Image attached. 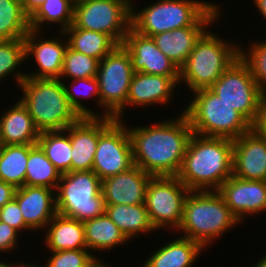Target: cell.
Masks as SVG:
<instances>
[{"label":"cell","instance_id":"cell-1","mask_svg":"<svg viewBox=\"0 0 266 267\" xmlns=\"http://www.w3.org/2000/svg\"><path fill=\"white\" fill-rule=\"evenodd\" d=\"M133 162L153 177L177 176L191 135L188 117L182 111L176 119L130 127Z\"/></svg>","mask_w":266,"mask_h":267},{"label":"cell","instance_id":"cell-2","mask_svg":"<svg viewBox=\"0 0 266 267\" xmlns=\"http://www.w3.org/2000/svg\"><path fill=\"white\" fill-rule=\"evenodd\" d=\"M234 142L193 133L177 178L190 191H217L232 176Z\"/></svg>","mask_w":266,"mask_h":267},{"label":"cell","instance_id":"cell-3","mask_svg":"<svg viewBox=\"0 0 266 267\" xmlns=\"http://www.w3.org/2000/svg\"><path fill=\"white\" fill-rule=\"evenodd\" d=\"M133 3L131 0V28L148 37L186 26L211 28L222 15L220 4L201 0H157L139 11Z\"/></svg>","mask_w":266,"mask_h":267},{"label":"cell","instance_id":"cell-4","mask_svg":"<svg viewBox=\"0 0 266 267\" xmlns=\"http://www.w3.org/2000/svg\"><path fill=\"white\" fill-rule=\"evenodd\" d=\"M241 222L217 191H190L185 198L183 217L177 232L204 249ZM221 235V236H220Z\"/></svg>","mask_w":266,"mask_h":267},{"label":"cell","instance_id":"cell-5","mask_svg":"<svg viewBox=\"0 0 266 267\" xmlns=\"http://www.w3.org/2000/svg\"><path fill=\"white\" fill-rule=\"evenodd\" d=\"M19 87L23 92L19 100L40 133L65 130L81 118L68 102L60 79L25 77Z\"/></svg>","mask_w":266,"mask_h":267},{"label":"cell","instance_id":"cell-6","mask_svg":"<svg viewBox=\"0 0 266 267\" xmlns=\"http://www.w3.org/2000/svg\"><path fill=\"white\" fill-rule=\"evenodd\" d=\"M210 31L200 37L180 67L179 84H186L191 93L210 88L240 56L238 43L225 41Z\"/></svg>","mask_w":266,"mask_h":267},{"label":"cell","instance_id":"cell-7","mask_svg":"<svg viewBox=\"0 0 266 267\" xmlns=\"http://www.w3.org/2000/svg\"><path fill=\"white\" fill-rule=\"evenodd\" d=\"M183 110L193 133L235 140L251 129V124L210 88L192 93Z\"/></svg>","mask_w":266,"mask_h":267},{"label":"cell","instance_id":"cell-8","mask_svg":"<svg viewBox=\"0 0 266 267\" xmlns=\"http://www.w3.org/2000/svg\"><path fill=\"white\" fill-rule=\"evenodd\" d=\"M101 181L92 170L61 174L55 190L57 213L83 223L104 214Z\"/></svg>","mask_w":266,"mask_h":267},{"label":"cell","instance_id":"cell-9","mask_svg":"<svg viewBox=\"0 0 266 267\" xmlns=\"http://www.w3.org/2000/svg\"><path fill=\"white\" fill-rule=\"evenodd\" d=\"M133 74L130 54L122 44L99 61L96 79L103 107L100 117L123 120Z\"/></svg>","mask_w":266,"mask_h":267},{"label":"cell","instance_id":"cell-10","mask_svg":"<svg viewBox=\"0 0 266 267\" xmlns=\"http://www.w3.org/2000/svg\"><path fill=\"white\" fill-rule=\"evenodd\" d=\"M72 25L105 33L120 45L131 28V0H87L76 3Z\"/></svg>","mask_w":266,"mask_h":267},{"label":"cell","instance_id":"cell-11","mask_svg":"<svg viewBox=\"0 0 266 267\" xmlns=\"http://www.w3.org/2000/svg\"><path fill=\"white\" fill-rule=\"evenodd\" d=\"M224 102L254 123L264 92L258 87L250 67L239 56L210 87Z\"/></svg>","mask_w":266,"mask_h":267},{"label":"cell","instance_id":"cell-12","mask_svg":"<svg viewBox=\"0 0 266 267\" xmlns=\"http://www.w3.org/2000/svg\"><path fill=\"white\" fill-rule=\"evenodd\" d=\"M190 190L176 176L152 177L145 195V207L156 231L178 230Z\"/></svg>","mask_w":266,"mask_h":267},{"label":"cell","instance_id":"cell-13","mask_svg":"<svg viewBox=\"0 0 266 267\" xmlns=\"http://www.w3.org/2000/svg\"><path fill=\"white\" fill-rule=\"evenodd\" d=\"M115 120L100 136L92 171L101 179L117 175L134 165L127 125Z\"/></svg>","mask_w":266,"mask_h":267},{"label":"cell","instance_id":"cell-14","mask_svg":"<svg viewBox=\"0 0 266 267\" xmlns=\"http://www.w3.org/2000/svg\"><path fill=\"white\" fill-rule=\"evenodd\" d=\"M41 31L29 30L24 37L26 48V59L30 56L34 57L37 70L35 73H21L17 70L14 73V80L18 83L24 80L25 77L29 78H45V79H60L62 72L63 61L65 58V52L68 48L67 39H60L59 36H63V32H59L58 37L45 38L41 35ZM41 35V36H40ZM40 37H43L40 38Z\"/></svg>","mask_w":266,"mask_h":267},{"label":"cell","instance_id":"cell-15","mask_svg":"<svg viewBox=\"0 0 266 267\" xmlns=\"http://www.w3.org/2000/svg\"><path fill=\"white\" fill-rule=\"evenodd\" d=\"M114 121L113 117H81L68 126L72 146L71 171L92 170L99 136Z\"/></svg>","mask_w":266,"mask_h":267},{"label":"cell","instance_id":"cell-16","mask_svg":"<svg viewBox=\"0 0 266 267\" xmlns=\"http://www.w3.org/2000/svg\"><path fill=\"white\" fill-rule=\"evenodd\" d=\"M217 192L240 222L248 215L266 211V181L244 180L232 175Z\"/></svg>","mask_w":266,"mask_h":267},{"label":"cell","instance_id":"cell-17","mask_svg":"<svg viewBox=\"0 0 266 267\" xmlns=\"http://www.w3.org/2000/svg\"><path fill=\"white\" fill-rule=\"evenodd\" d=\"M122 45L130 54L134 72L180 78V69L160 51L152 37L130 28Z\"/></svg>","mask_w":266,"mask_h":267},{"label":"cell","instance_id":"cell-18","mask_svg":"<svg viewBox=\"0 0 266 267\" xmlns=\"http://www.w3.org/2000/svg\"><path fill=\"white\" fill-rule=\"evenodd\" d=\"M233 142L232 175L266 181V139L251 128Z\"/></svg>","mask_w":266,"mask_h":267},{"label":"cell","instance_id":"cell-19","mask_svg":"<svg viewBox=\"0 0 266 267\" xmlns=\"http://www.w3.org/2000/svg\"><path fill=\"white\" fill-rule=\"evenodd\" d=\"M153 176L133 165L126 171L101 181L105 205L145 204L146 189Z\"/></svg>","mask_w":266,"mask_h":267},{"label":"cell","instance_id":"cell-20","mask_svg":"<svg viewBox=\"0 0 266 267\" xmlns=\"http://www.w3.org/2000/svg\"><path fill=\"white\" fill-rule=\"evenodd\" d=\"M14 199L31 231H42L57 214L54 189L24 185L16 188Z\"/></svg>","mask_w":266,"mask_h":267},{"label":"cell","instance_id":"cell-21","mask_svg":"<svg viewBox=\"0 0 266 267\" xmlns=\"http://www.w3.org/2000/svg\"><path fill=\"white\" fill-rule=\"evenodd\" d=\"M179 79L134 72L126 99V109L130 105L132 108L136 106L144 108L152 104L170 105V99L179 85Z\"/></svg>","mask_w":266,"mask_h":267},{"label":"cell","instance_id":"cell-22","mask_svg":"<svg viewBox=\"0 0 266 267\" xmlns=\"http://www.w3.org/2000/svg\"><path fill=\"white\" fill-rule=\"evenodd\" d=\"M1 116L0 137L3 145L37 144L40 132L20 100Z\"/></svg>","mask_w":266,"mask_h":267},{"label":"cell","instance_id":"cell-23","mask_svg":"<svg viewBox=\"0 0 266 267\" xmlns=\"http://www.w3.org/2000/svg\"><path fill=\"white\" fill-rule=\"evenodd\" d=\"M208 26H186L151 36L160 51L179 69Z\"/></svg>","mask_w":266,"mask_h":267},{"label":"cell","instance_id":"cell-24","mask_svg":"<svg viewBox=\"0 0 266 267\" xmlns=\"http://www.w3.org/2000/svg\"><path fill=\"white\" fill-rule=\"evenodd\" d=\"M163 245L153 251L141 267H191L205 251L199 243L183 236Z\"/></svg>","mask_w":266,"mask_h":267},{"label":"cell","instance_id":"cell-25","mask_svg":"<svg viewBox=\"0 0 266 267\" xmlns=\"http://www.w3.org/2000/svg\"><path fill=\"white\" fill-rule=\"evenodd\" d=\"M43 232L46 233L43 242L50 251L87 249L84 223L74 218L57 213Z\"/></svg>","mask_w":266,"mask_h":267},{"label":"cell","instance_id":"cell-26","mask_svg":"<svg viewBox=\"0 0 266 267\" xmlns=\"http://www.w3.org/2000/svg\"><path fill=\"white\" fill-rule=\"evenodd\" d=\"M105 213L129 241L134 236L141 235L140 233L156 231L145 204L105 205Z\"/></svg>","mask_w":266,"mask_h":267},{"label":"cell","instance_id":"cell-27","mask_svg":"<svg viewBox=\"0 0 266 267\" xmlns=\"http://www.w3.org/2000/svg\"><path fill=\"white\" fill-rule=\"evenodd\" d=\"M84 232L87 249L92 254L96 250L107 252L129 241L106 213L85 221Z\"/></svg>","mask_w":266,"mask_h":267},{"label":"cell","instance_id":"cell-28","mask_svg":"<svg viewBox=\"0 0 266 267\" xmlns=\"http://www.w3.org/2000/svg\"><path fill=\"white\" fill-rule=\"evenodd\" d=\"M63 35L67 39L70 49L99 61L118 45L105 33L75 28L73 25L65 29Z\"/></svg>","mask_w":266,"mask_h":267},{"label":"cell","instance_id":"cell-29","mask_svg":"<svg viewBox=\"0 0 266 267\" xmlns=\"http://www.w3.org/2000/svg\"><path fill=\"white\" fill-rule=\"evenodd\" d=\"M61 173L46 157L38 144H29V158L27 161L25 185L42 186L56 190Z\"/></svg>","mask_w":266,"mask_h":267},{"label":"cell","instance_id":"cell-30","mask_svg":"<svg viewBox=\"0 0 266 267\" xmlns=\"http://www.w3.org/2000/svg\"><path fill=\"white\" fill-rule=\"evenodd\" d=\"M29 144L2 145L0 148V180L15 188L25 185Z\"/></svg>","mask_w":266,"mask_h":267},{"label":"cell","instance_id":"cell-31","mask_svg":"<svg viewBox=\"0 0 266 267\" xmlns=\"http://www.w3.org/2000/svg\"><path fill=\"white\" fill-rule=\"evenodd\" d=\"M37 144L61 174L71 172L72 146L68 127L65 130L40 133Z\"/></svg>","mask_w":266,"mask_h":267},{"label":"cell","instance_id":"cell-32","mask_svg":"<svg viewBox=\"0 0 266 267\" xmlns=\"http://www.w3.org/2000/svg\"><path fill=\"white\" fill-rule=\"evenodd\" d=\"M74 20L73 0H46L38 10L29 18L30 29L42 31V24H59L60 32H63ZM42 29V30H40Z\"/></svg>","mask_w":266,"mask_h":267},{"label":"cell","instance_id":"cell-33","mask_svg":"<svg viewBox=\"0 0 266 267\" xmlns=\"http://www.w3.org/2000/svg\"><path fill=\"white\" fill-rule=\"evenodd\" d=\"M30 30L29 17L19 0H0V41L24 39Z\"/></svg>","mask_w":266,"mask_h":267},{"label":"cell","instance_id":"cell-34","mask_svg":"<svg viewBox=\"0 0 266 267\" xmlns=\"http://www.w3.org/2000/svg\"><path fill=\"white\" fill-rule=\"evenodd\" d=\"M71 81H73V83H71L70 86H68L65 82L63 83L70 105L81 117H100L99 113H96L95 110H90L87 108V105L81 101V99L83 100L85 97L88 99L93 96L96 98L95 101H97V107L99 105L100 109L103 108L100 104L99 86L96 77L75 79Z\"/></svg>","mask_w":266,"mask_h":267},{"label":"cell","instance_id":"cell-35","mask_svg":"<svg viewBox=\"0 0 266 267\" xmlns=\"http://www.w3.org/2000/svg\"><path fill=\"white\" fill-rule=\"evenodd\" d=\"M99 60L67 48L63 61L60 80H75L96 77ZM63 79V80H62Z\"/></svg>","mask_w":266,"mask_h":267},{"label":"cell","instance_id":"cell-36","mask_svg":"<svg viewBox=\"0 0 266 267\" xmlns=\"http://www.w3.org/2000/svg\"><path fill=\"white\" fill-rule=\"evenodd\" d=\"M249 44L250 48L248 46L247 49L240 46V57L250 67L258 87L266 93V40Z\"/></svg>","mask_w":266,"mask_h":267},{"label":"cell","instance_id":"cell-37","mask_svg":"<svg viewBox=\"0 0 266 267\" xmlns=\"http://www.w3.org/2000/svg\"><path fill=\"white\" fill-rule=\"evenodd\" d=\"M26 48L24 39L0 41V82L24 64Z\"/></svg>","mask_w":266,"mask_h":267},{"label":"cell","instance_id":"cell-38","mask_svg":"<svg viewBox=\"0 0 266 267\" xmlns=\"http://www.w3.org/2000/svg\"><path fill=\"white\" fill-rule=\"evenodd\" d=\"M46 261L47 267H93L101 258L93 255L88 249L50 251Z\"/></svg>","mask_w":266,"mask_h":267},{"label":"cell","instance_id":"cell-39","mask_svg":"<svg viewBox=\"0 0 266 267\" xmlns=\"http://www.w3.org/2000/svg\"><path fill=\"white\" fill-rule=\"evenodd\" d=\"M0 221L20 231L31 230L25 223L21 209L17 201L13 198L10 202L0 208Z\"/></svg>","mask_w":266,"mask_h":267},{"label":"cell","instance_id":"cell-40","mask_svg":"<svg viewBox=\"0 0 266 267\" xmlns=\"http://www.w3.org/2000/svg\"><path fill=\"white\" fill-rule=\"evenodd\" d=\"M19 235L20 233L16 229L0 221V253L15 251L19 245Z\"/></svg>","mask_w":266,"mask_h":267},{"label":"cell","instance_id":"cell-41","mask_svg":"<svg viewBox=\"0 0 266 267\" xmlns=\"http://www.w3.org/2000/svg\"><path fill=\"white\" fill-rule=\"evenodd\" d=\"M251 128L266 139V93L261 97L258 114Z\"/></svg>","mask_w":266,"mask_h":267},{"label":"cell","instance_id":"cell-42","mask_svg":"<svg viewBox=\"0 0 266 267\" xmlns=\"http://www.w3.org/2000/svg\"><path fill=\"white\" fill-rule=\"evenodd\" d=\"M15 191L16 188L13 185L0 180V208L14 198Z\"/></svg>","mask_w":266,"mask_h":267},{"label":"cell","instance_id":"cell-43","mask_svg":"<svg viewBox=\"0 0 266 267\" xmlns=\"http://www.w3.org/2000/svg\"><path fill=\"white\" fill-rule=\"evenodd\" d=\"M45 1L46 0H24L22 2L23 11L30 18Z\"/></svg>","mask_w":266,"mask_h":267},{"label":"cell","instance_id":"cell-44","mask_svg":"<svg viewBox=\"0 0 266 267\" xmlns=\"http://www.w3.org/2000/svg\"><path fill=\"white\" fill-rule=\"evenodd\" d=\"M253 3L259 10V14L266 20V0H253Z\"/></svg>","mask_w":266,"mask_h":267},{"label":"cell","instance_id":"cell-45","mask_svg":"<svg viewBox=\"0 0 266 267\" xmlns=\"http://www.w3.org/2000/svg\"><path fill=\"white\" fill-rule=\"evenodd\" d=\"M23 261H21V263L20 262H17V263H15L14 262V266L13 267H47L46 266V264H44L43 266H37V263H36V265H35V263L34 264H29L28 263V261H27V263H22Z\"/></svg>","mask_w":266,"mask_h":267},{"label":"cell","instance_id":"cell-46","mask_svg":"<svg viewBox=\"0 0 266 267\" xmlns=\"http://www.w3.org/2000/svg\"><path fill=\"white\" fill-rule=\"evenodd\" d=\"M253 267H266V255L262 256L257 263L253 264Z\"/></svg>","mask_w":266,"mask_h":267},{"label":"cell","instance_id":"cell-47","mask_svg":"<svg viewBox=\"0 0 266 267\" xmlns=\"http://www.w3.org/2000/svg\"><path fill=\"white\" fill-rule=\"evenodd\" d=\"M104 262L105 260L103 262L99 260L93 267H111V265H107L108 263L105 264Z\"/></svg>","mask_w":266,"mask_h":267},{"label":"cell","instance_id":"cell-48","mask_svg":"<svg viewBox=\"0 0 266 267\" xmlns=\"http://www.w3.org/2000/svg\"><path fill=\"white\" fill-rule=\"evenodd\" d=\"M14 263L12 264L11 262L6 263V261L4 260L3 262L0 260V267H13Z\"/></svg>","mask_w":266,"mask_h":267},{"label":"cell","instance_id":"cell-49","mask_svg":"<svg viewBox=\"0 0 266 267\" xmlns=\"http://www.w3.org/2000/svg\"><path fill=\"white\" fill-rule=\"evenodd\" d=\"M83 1H87V0H73L74 4H76V3H81V2H83Z\"/></svg>","mask_w":266,"mask_h":267},{"label":"cell","instance_id":"cell-50","mask_svg":"<svg viewBox=\"0 0 266 267\" xmlns=\"http://www.w3.org/2000/svg\"><path fill=\"white\" fill-rule=\"evenodd\" d=\"M2 145H3V144H2V141H1V137H0V148L2 147Z\"/></svg>","mask_w":266,"mask_h":267}]
</instances>
